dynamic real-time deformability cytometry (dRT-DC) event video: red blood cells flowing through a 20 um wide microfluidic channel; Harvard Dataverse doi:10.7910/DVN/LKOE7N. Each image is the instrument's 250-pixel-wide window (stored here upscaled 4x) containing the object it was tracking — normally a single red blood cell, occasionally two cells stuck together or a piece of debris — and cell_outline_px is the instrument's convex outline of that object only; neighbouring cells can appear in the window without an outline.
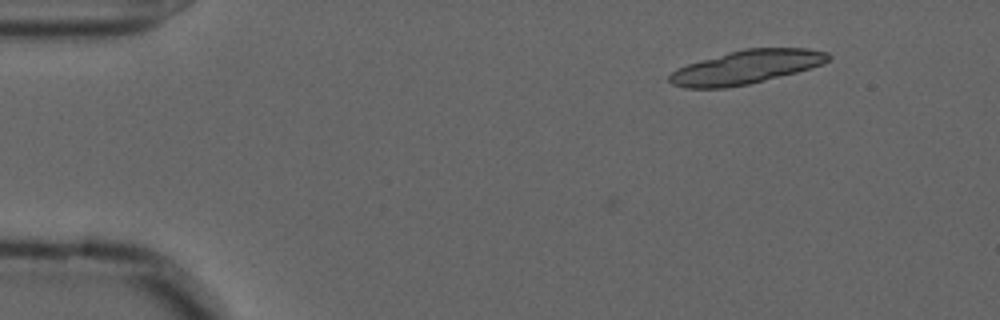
{"species": "common noctule bat (a hibernating species)", "species_latin": "Nyctalus noctula", "temperature_condition": "cold", "stored_images_in_passage": 2, "camera_frame_rate_fps": 3000, "um_per_image_px": 0.085, "animal": {"sex": "male", "forearm_length_mm": 52.5}, "frame": {"image": 1, "passage_image": 2, "time_ms": 0.333, "image_size_px": [1000, 320], "cell_outline_px": [[832, 56], [824, 64], [796, 72], [748, 84], [724, 88], [684, 88], [672, 84], [664, 80], [664, 76], [688, 64], [700, 60], [728, 52], [744, 48], [808, 48], [828, 52]], "centroid_in_image_um": [63.39, 5.7], "position_along_channel_um": 21.6, "area_um2": 31.21}}